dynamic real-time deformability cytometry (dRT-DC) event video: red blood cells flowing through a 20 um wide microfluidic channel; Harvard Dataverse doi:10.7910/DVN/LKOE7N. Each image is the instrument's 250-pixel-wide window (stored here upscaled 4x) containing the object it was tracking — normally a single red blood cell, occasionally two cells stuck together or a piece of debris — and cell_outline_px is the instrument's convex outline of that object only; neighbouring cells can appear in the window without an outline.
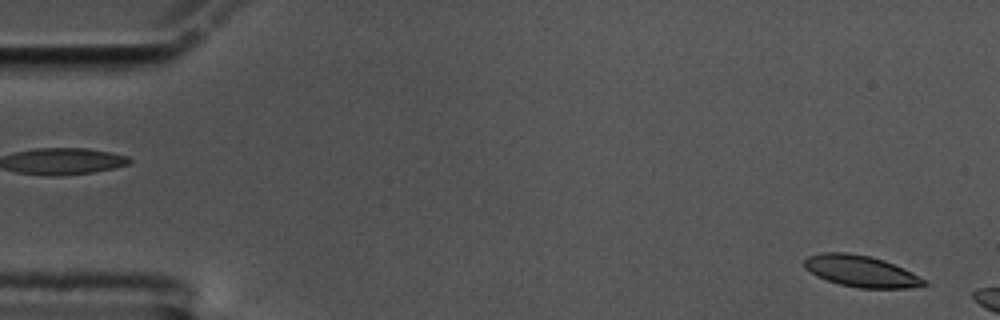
{"species": "common noctule bat (a hibernating species)", "species_latin": "Nyctalus noctula", "temperature_condition": "cold", "stored_images_in_passage": 7, "camera_frame_rate_fps": 3000, "um_per_image_px": 0.085, "animal": {"sex": "male", "body_mass_g": 17.5, "forearm_length_mm": 52.3}, "frame": {"image": 1, "passage_image": 2, "time_ms": 0.333, "image_size_px": [1000, 320], "cell_outline_px": [[928, 284], [908, 288], [860, 288], [840, 284], [816, 276], [804, 268], [804, 260], [808, 256], [820, 252], [848, 252], [868, 256], [884, 260], [920, 276]], "centroid_in_image_um": [73.14, 23.04], "position_along_channel_um": 11.9, "area_um2": 21.79}}